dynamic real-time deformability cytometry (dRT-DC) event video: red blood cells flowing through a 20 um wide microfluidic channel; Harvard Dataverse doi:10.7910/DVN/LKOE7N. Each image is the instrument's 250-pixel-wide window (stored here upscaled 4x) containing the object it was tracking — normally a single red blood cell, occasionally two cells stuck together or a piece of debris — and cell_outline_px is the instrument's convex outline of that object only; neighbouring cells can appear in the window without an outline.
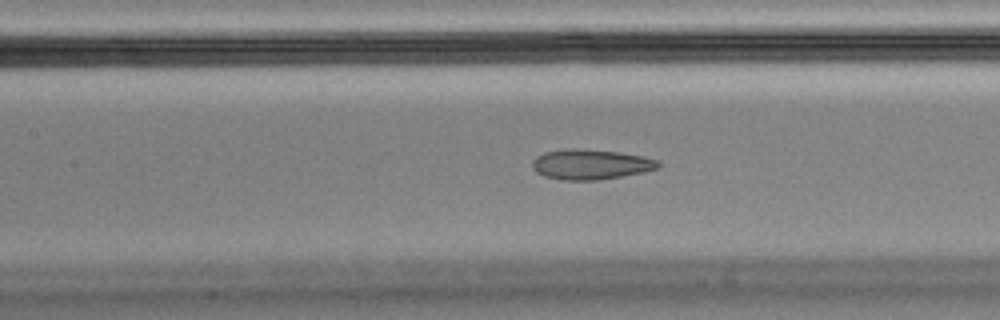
{"species": "Egyptian fruit bat (a non-hibernating species)", "species_latin": "Rousettus aegyptiacus", "temperature_condition": "cold", "stored_images_in_passage": 29, "camera_frame_rate_fps": 3000, "um_per_image_px": 0.085, "animal": {"sex": "male"}, "frame": {"image": 1, "passage_image": 8, "time_ms": 2.333, "image_size_px": [1000, 320], "cell_outline_px": [[660, 164], [656, 168], [644, 172], [624, 176], [600, 180], [564, 180], [544, 176], [536, 172], [532, 168], [532, 160], [536, 156], [544, 152], [616, 152], [640, 156], [656, 160]], "centroid_in_image_um": [50.2, 14.04], "position_along_channel_um": 157.2, "area_um2": 20.87}}
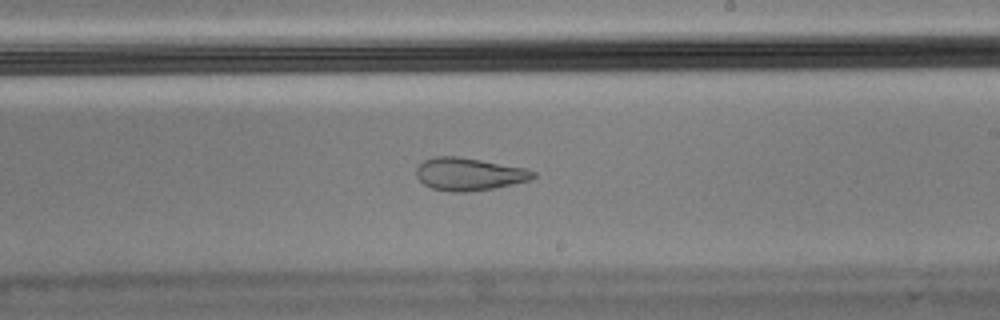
{"frame": {"image": 2, "passage_image": 16, "time_ms": 5.0, "image_size_px": [1000, 320], "cell_outline_px": [[536, 176], [532, 180], [492, 188], [468, 192], [452, 192], [432, 188], [424, 184], [416, 176], [416, 168], [424, 160], [436, 156], [460, 156], [528, 168], [536, 172]], "centroid_in_image_um": [39.9, 14.79], "position_along_channel_um": 249.1, "area_um2": 22.43}}
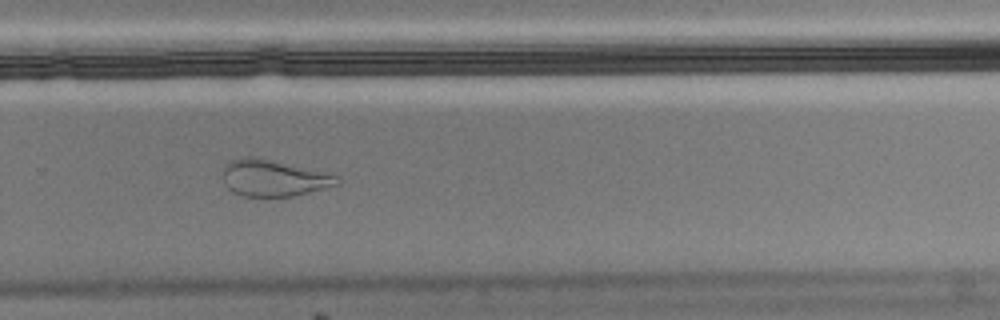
{"frame": {"image": 3, "passage_image": 21, "time_ms": 6.667, "image_size_px": [1000, 320], "cell_outline_px": [[340, 184], [292, 196], [240, 196], [232, 192], [224, 184], [224, 168], [232, 160], [240, 156], [252, 156], [328, 172], [340, 176]], "centroid_in_image_um": [23.28, 15.13], "position_along_channel_um": 306.5, "area_um2": 24.33}}